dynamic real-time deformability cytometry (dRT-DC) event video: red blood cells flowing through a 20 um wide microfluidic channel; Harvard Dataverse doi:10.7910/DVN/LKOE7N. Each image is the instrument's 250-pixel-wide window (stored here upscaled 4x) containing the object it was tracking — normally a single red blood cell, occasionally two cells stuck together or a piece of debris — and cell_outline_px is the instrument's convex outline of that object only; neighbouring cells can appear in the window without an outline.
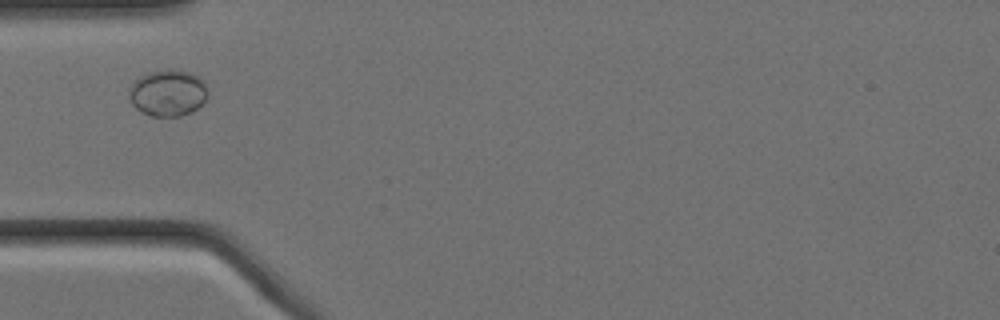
{"species": "Egyptian fruit bat (a non-hibernating species)", "species_latin": "Rousettus aegyptiacus", "temperature_condition": "cold", "stored_images_in_passage": 7, "camera_frame_rate_fps": 3000, "um_per_image_px": 0.085, "animal": {"sex": "female"}, "frame": {"image": 1, "passage_image": 1, "time_ms": 0.0, "image_size_px": [1000, 320], "cell_outline_px": [[208, 92], [204, 100], [192, 112], [180, 116], [152, 116], [140, 112], [132, 104], [132, 84], [140, 76], [148, 72], [168, 68], [172, 68], [188, 72], [200, 76]], "centroid_in_image_um": [14.29, 7.88], "position_along_channel_um": 70.7, "area_um2": 21.1}}
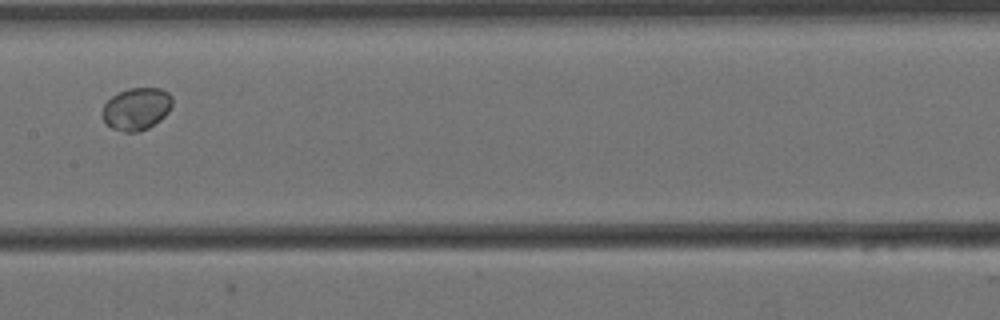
{"frame": {"image": 2, "passage_image": 4, "time_ms": 1.0, "image_size_px": [1000, 320], "cell_outline_px": [[172, 104], [168, 112], [160, 120], [148, 128], [140, 132], [124, 132], [112, 128], [104, 120], [100, 112], [104, 104], [112, 96], [128, 88], [160, 88], [168, 92], [172, 96]], "centroid_in_image_um": [11.6, 9.25], "position_along_channel_um": 195.8, "area_um2": 17.34}}
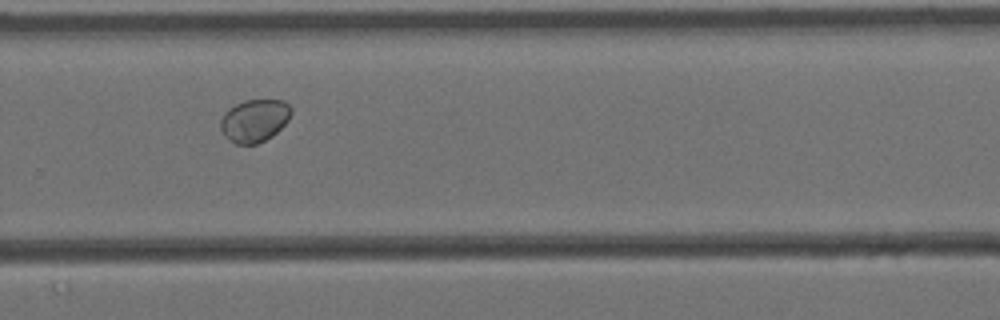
{"frame": {"image": 3, "passage_image": 7, "time_ms": 2.0, "image_size_px": [1000, 320], "cell_outline_px": [[292, 112], [288, 120], [272, 136], [256, 144], [236, 144], [224, 136], [220, 128], [220, 120], [224, 112], [228, 108], [244, 100], [284, 100], [292, 108]], "centroid_in_image_um": [21.61, 10.24], "position_along_channel_um": 308.2, "area_um2": 17.63}}